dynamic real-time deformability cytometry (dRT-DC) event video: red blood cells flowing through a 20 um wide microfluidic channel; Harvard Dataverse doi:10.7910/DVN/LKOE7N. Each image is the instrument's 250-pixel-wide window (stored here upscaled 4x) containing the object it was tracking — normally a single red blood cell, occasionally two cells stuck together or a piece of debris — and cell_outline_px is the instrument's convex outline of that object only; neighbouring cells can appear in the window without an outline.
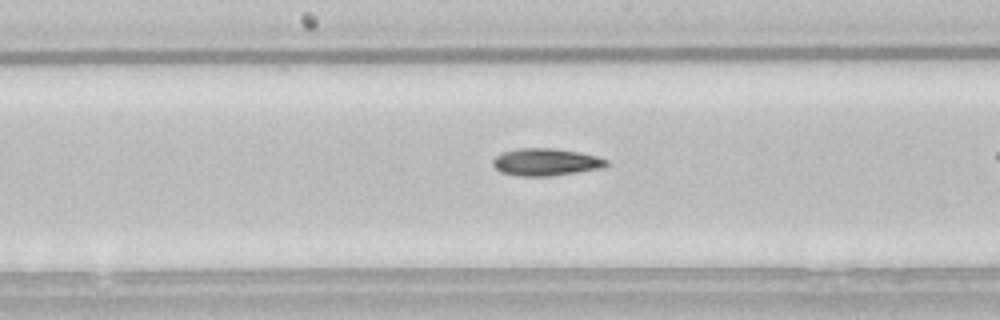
{"species": "common noctule bat (a hibernating species)", "species_latin": "Nyctalus noctula", "temperature_condition": "room temperature", "stored_images_in_passage": 37, "camera_frame_rate_fps": 3000, "um_per_image_px": 0.085, "animal": {"sex": "male", "body_mass_g": 21.5, "forearm_length_mm": 52.0}, "frame": {"image": 1, "passage_image": 22, "time_ms": 7.0, "image_size_px": [1000, 320], "cell_outline_px": [[608, 164], [600, 168], [552, 176], [520, 176], [500, 172], [492, 164], [492, 160], [500, 152], [516, 148], [556, 148], [580, 152], [596, 156], [608, 160]], "centroid_in_image_um": [46.35, 13.76], "position_along_channel_um": 201.8, "area_um2": 18.15}}